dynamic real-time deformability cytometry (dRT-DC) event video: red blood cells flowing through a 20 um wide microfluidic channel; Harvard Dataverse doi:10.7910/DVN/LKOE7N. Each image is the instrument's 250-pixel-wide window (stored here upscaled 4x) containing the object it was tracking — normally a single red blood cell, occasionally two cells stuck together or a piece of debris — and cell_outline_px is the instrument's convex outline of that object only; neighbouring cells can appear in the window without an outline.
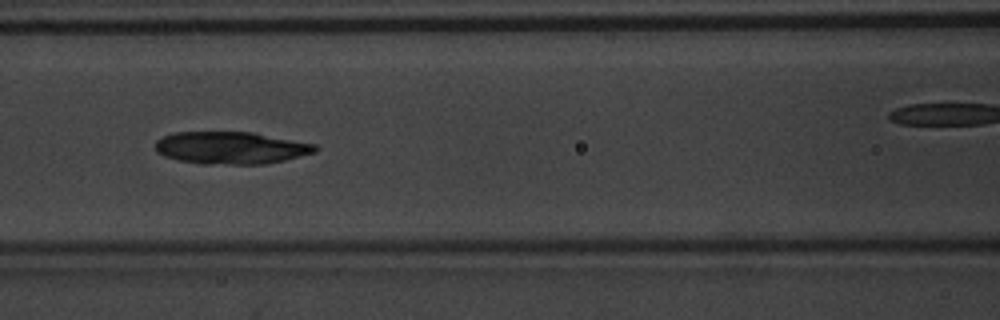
{"species": "common noctule bat (a hibernating species)", "species_latin": "Nyctalus noctula", "temperature_condition": "warm", "stored_images_in_passage": 42, "camera_frame_rate_fps": 3000, "um_per_image_px": 0.085, "animal": {"sex": "male", "body_mass_g": 20.1, "forearm_length_mm": 53.5}, "frame": {"image": 1, "passage_image": 13, "time_ms": 4.0, "image_size_px": [1000, 320], "cell_outline_px": [[320, 148], [316, 152], [284, 160], [264, 164], [204, 164], [176, 160], [164, 156], [156, 152], [156, 140], [164, 136], [176, 132], [252, 132], [316, 144]], "centroid_in_image_um": [19.63, 12.57], "position_along_channel_um": 147.0, "area_um2": 30.17}}
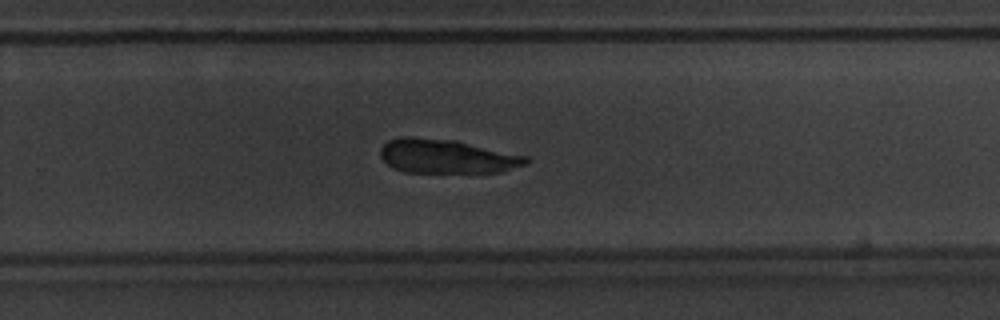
{"frame": {"image": 2, "passage_image": 24, "time_ms": 7.667, "image_size_px": [1000, 320], "cell_outline_px": [[528, 164], [504, 172], [404, 172], [392, 168], [380, 156], [380, 148], [388, 140], [400, 136], [408, 136], [456, 140], [528, 156]], "centroid_in_image_um": [37.98, 13.28], "position_along_channel_um": 291.8, "area_um2": 29.19}}
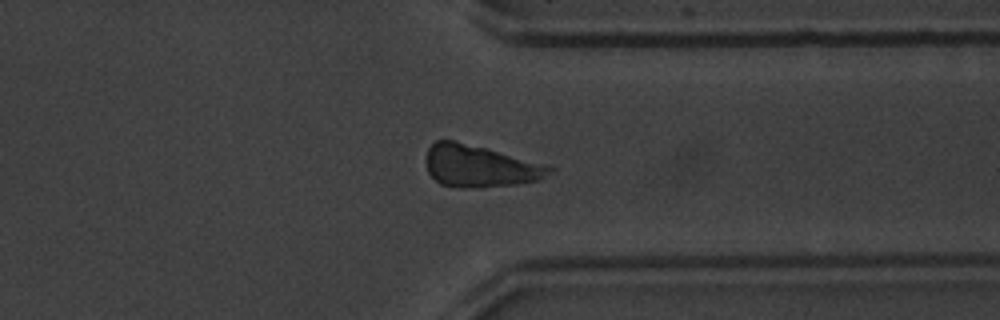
{"frame": {"image": 3, "passage_image": 30, "time_ms": 9.667, "image_size_px": [1000, 320], "cell_outline_px": [[556, 172], [540, 180], [516, 184], [484, 188], [456, 188], [440, 184], [428, 172], [424, 160], [428, 148], [436, 140], [452, 140], [548, 164], [556, 168]], "centroid_in_image_um": [40.82, 14.15], "position_along_channel_um": 370.6, "area_um2": 30.69}, "authors_computed_cell_mechanics": {"area_um2": 29.9115, "velocity_mm_per_s": 3.9659, "shape_relaxation_time_tau1_ms": 2.3894, "shape_relaxation_time_tau2_ms": null, "deformation_change_tau1": 0.0717, "deformation_change_tau2": null}}